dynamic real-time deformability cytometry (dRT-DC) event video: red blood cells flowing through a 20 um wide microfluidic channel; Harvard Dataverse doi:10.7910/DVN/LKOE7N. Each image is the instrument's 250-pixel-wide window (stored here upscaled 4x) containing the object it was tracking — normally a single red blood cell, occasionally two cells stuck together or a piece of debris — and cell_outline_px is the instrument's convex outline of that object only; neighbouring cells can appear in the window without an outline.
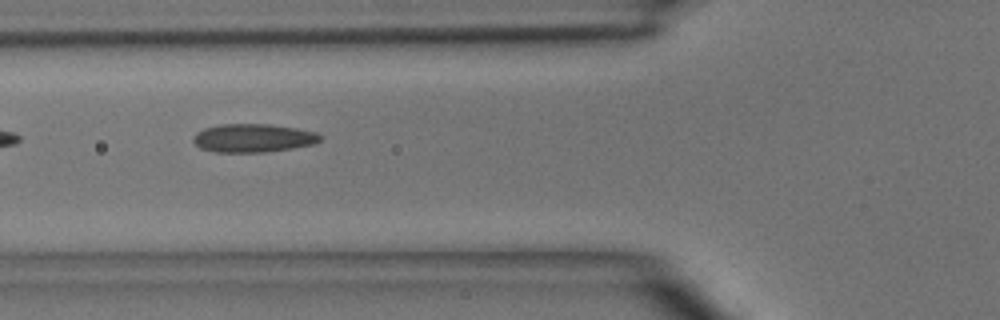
{"species": "common noctule bat (a hibernating species)", "species_latin": "Nyctalus noctula", "temperature_condition": "room temperature", "stored_images_in_passage": 3, "camera_frame_rate_fps": 3000, "um_per_image_px": 0.085, "animal": {"sex": "male", "body_mass_g": 15.6}, "frame": {"image": 1, "passage_image": 2, "time_ms": 1.0, "image_size_px": [1000, 320], "cell_outline_px": [[324, 136], [320, 140], [312, 144], [292, 148], [264, 152], [216, 152], [200, 148], [192, 140], [192, 136], [196, 132], [204, 128], [220, 124], [268, 124], [296, 128], [316, 132]], "centroid_in_image_um": [21.5, 11.73], "position_along_channel_um": 104.3, "area_um2": 21.04}}